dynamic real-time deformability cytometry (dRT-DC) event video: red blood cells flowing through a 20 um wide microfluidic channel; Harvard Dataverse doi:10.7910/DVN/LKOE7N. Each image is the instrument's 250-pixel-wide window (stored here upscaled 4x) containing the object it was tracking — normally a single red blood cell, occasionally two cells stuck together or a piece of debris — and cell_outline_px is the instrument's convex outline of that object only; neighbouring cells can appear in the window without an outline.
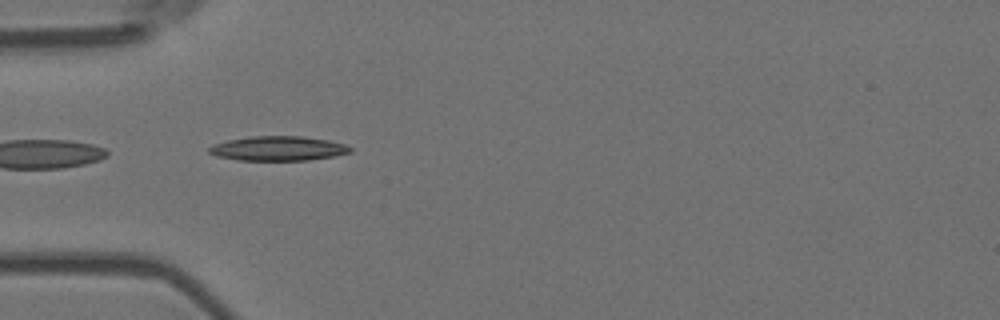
{"species": "Egyptian fruit bat (a non-hibernating species)", "species_latin": "Rousettus aegyptiacus", "temperature_condition": "room temperature", "stored_images_in_passage": 24, "camera_frame_rate_fps": 3000, "um_per_image_px": 0.085, "animal": {"sex": "female"}, "frame": {"image": 1, "passage_image": 1, "time_ms": 0.0, "image_size_px": [1000, 320], "cell_outline_px": [[352, 152], [332, 156], [308, 160], [240, 160], [216, 156], [208, 152], [208, 148], [212, 144], [228, 140], [252, 136], [304, 136], [328, 140], [344, 144], [352, 148]], "centroid_in_image_um": [23.62, 12.61], "position_along_channel_um": 61.4, "area_um2": 20.11}}
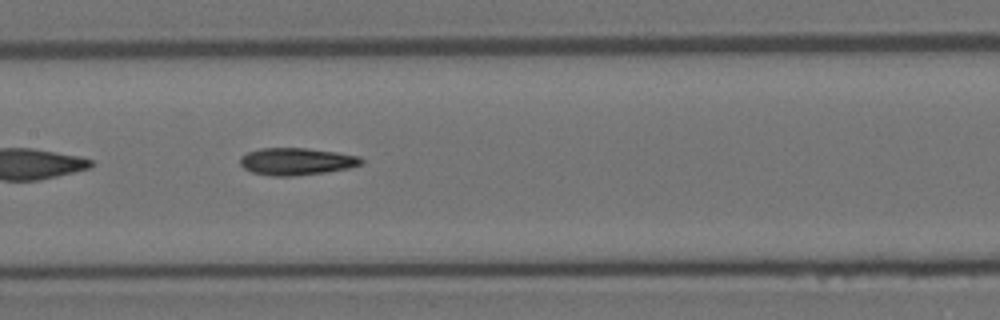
{"frame": {"image": 2, "passage_image": 11, "time_ms": 3.333, "image_size_px": [1000, 320], "cell_outline_px": [[364, 164], [348, 168], [324, 172], [292, 176], [272, 176], [252, 172], [244, 168], [240, 164], [240, 156], [248, 152], [260, 148], [308, 148], [336, 152], [360, 156], [364, 160]], "centroid_in_image_um": [25.21, 13.71], "position_along_channel_um": 182.2, "area_um2": 19.25}}
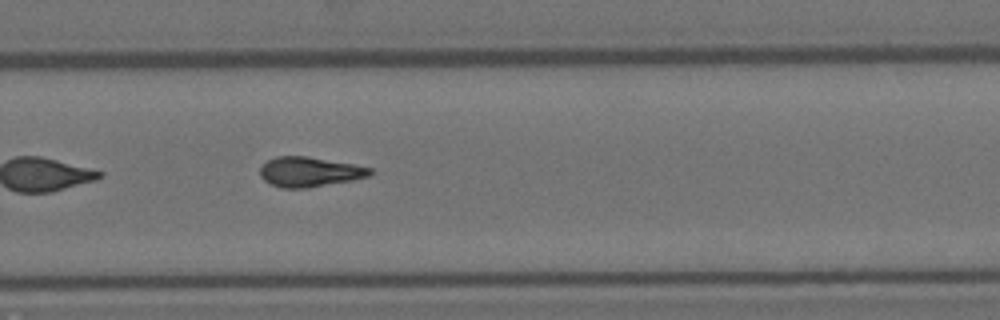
{"frame": {"image": 3, "passage_image": 21, "time_ms": 6.667, "image_size_px": [1000, 320], "cell_outline_px": [[372, 176], [352, 180], [308, 188], [280, 188], [268, 184], [260, 176], [260, 168], [268, 160], [276, 156], [308, 156], [352, 164], [372, 168]], "centroid_in_image_um": [26.3, 14.62], "position_along_channel_um": 303.5, "area_um2": 19.25}}